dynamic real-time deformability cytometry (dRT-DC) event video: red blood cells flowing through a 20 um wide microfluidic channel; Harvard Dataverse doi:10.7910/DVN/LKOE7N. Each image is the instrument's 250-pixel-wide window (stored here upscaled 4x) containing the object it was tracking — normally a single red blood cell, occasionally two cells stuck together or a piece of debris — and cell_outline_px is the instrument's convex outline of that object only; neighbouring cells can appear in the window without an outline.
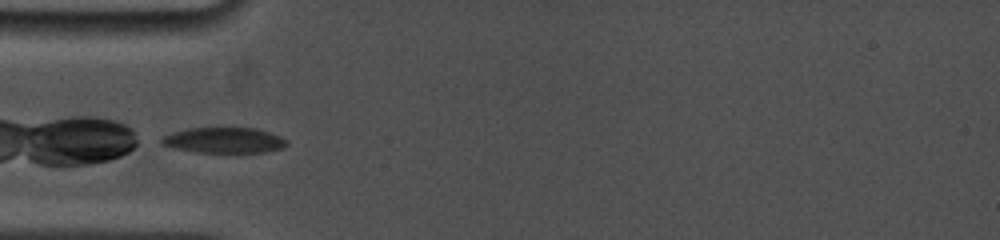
{"species": "common noctule bat (a hibernating species)", "species_latin": "Nyctalus noctula", "temperature_condition": "cold", "stored_images_in_passage": 36, "camera_frame_rate_fps": 5000, "um_per_image_px": 0.085, "animal": {"sex": "female", "body_mass_g": 19.0, "forearm_length_mm": 53.3}, "frame": {"image": 1, "passage_image": 1, "time_ms": 0.0, "image_size_px": [1000, 240], "cell_outline_px": [[288, 144], [284, 148], [264, 152], [196, 152], [176, 148], [160, 144], [160, 140], [164, 136], [172, 132], [188, 128], [256, 128], [280, 136], [288, 140]], "centroid_in_image_um": [19.06, 11.92], "position_along_channel_um": 65.9, "area_um2": 18.61}}
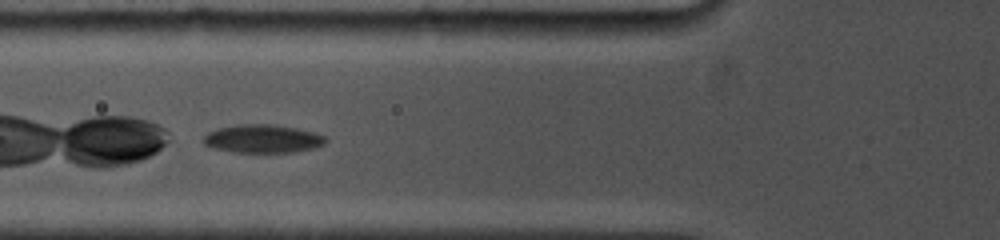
{"frame": {"image": 2, "passage_image": 6, "time_ms": 1.0, "image_size_px": [1000, 240], "cell_outline_px": [[328, 140], [324, 144], [316, 148], [292, 152], [232, 152], [212, 148], [204, 144], [204, 136], [208, 132], [216, 128], [236, 124], [272, 124], [296, 128], [312, 132], [324, 136]], "centroid_in_image_um": [22.31, 11.79], "position_along_channel_um": 103.5, "area_um2": 20.23}}
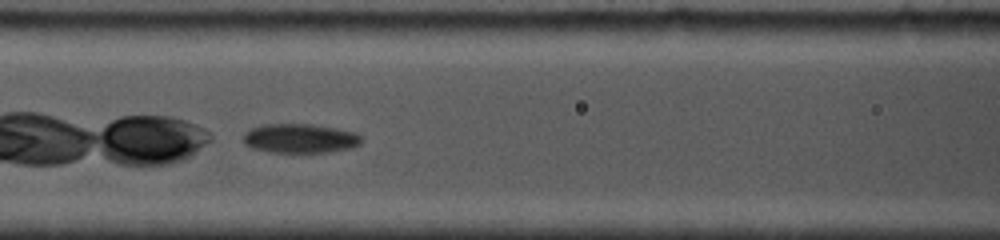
{"frame": {"image": 3, "passage_image": 11, "time_ms": 2.0, "image_size_px": [1000, 240], "cell_outline_px": [[360, 144], [352, 148], [328, 152], [268, 152], [252, 148], [244, 144], [244, 132], [252, 128], [264, 124], [312, 124], [336, 128], [356, 132], [360, 136]], "centroid_in_image_um": [25.49, 11.76], "position_along_channel_um": 141.1, "area_um2": 20.17}}